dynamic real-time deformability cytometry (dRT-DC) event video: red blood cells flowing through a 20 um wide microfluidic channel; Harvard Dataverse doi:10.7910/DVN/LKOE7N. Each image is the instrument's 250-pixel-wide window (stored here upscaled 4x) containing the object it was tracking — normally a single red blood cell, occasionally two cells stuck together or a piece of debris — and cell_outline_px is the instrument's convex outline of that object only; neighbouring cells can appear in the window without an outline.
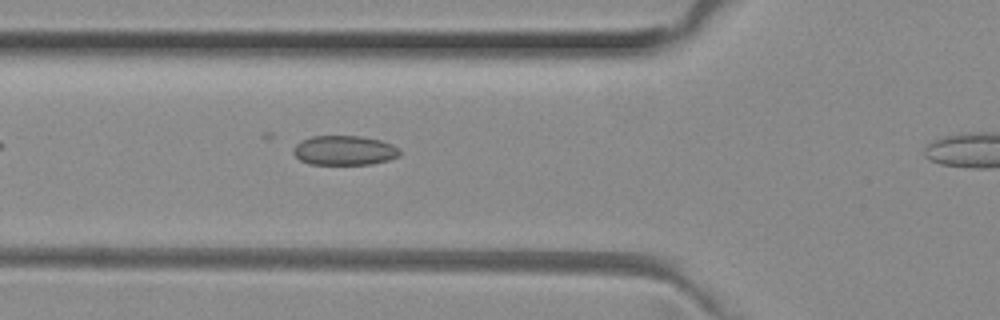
{"species": "common noctule bat (a hibernating species)", "species_latin": "Nyctalus noctula", "temperature_condition": "room temperature", "stored_images_in_passage": 8, "camera_frame_rate_fps": 3000, "um_per_image_px": 0.085, "animal": {"sex": "female", "body_mass_g": 29.2, "forearm_length_mm": 56.3}, "frame": {"image": 1, "passage_image": 7, "time_ms": 2.0, "image_size_px": [1000, 320], "cell_outline_px": [[400, 152], [396, 156], [388, 160], [372, 164], [308, 164], [300, 160], [292, 152], [292, 148], [300, 140], [312, 136], [360, 136], [380, 140], [392, 144], [400, 148]], "centroid_in_image_um": [29.23, 12.78], "position_along_channel_um": 96.6, "area_um2": 18.38}}